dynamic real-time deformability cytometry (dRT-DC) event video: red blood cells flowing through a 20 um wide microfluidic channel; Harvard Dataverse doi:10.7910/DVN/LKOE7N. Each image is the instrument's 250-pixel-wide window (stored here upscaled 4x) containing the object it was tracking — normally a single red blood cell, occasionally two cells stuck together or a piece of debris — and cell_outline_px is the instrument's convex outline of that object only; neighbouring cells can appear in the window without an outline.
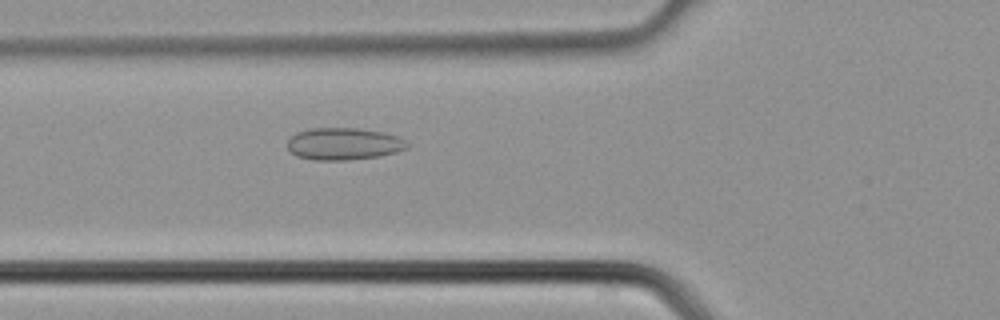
{"species": "common noctule bat (a hibernating species)", "species_latin": "Nyctalus noctula", "temperature_condition": "cold", "stored_images_in_passage": 3, "camera_frame_rate_fps": 3000, "um_per_image_px": 0.085, "animal": {"sex": "male", "body_mass_g": 21.5, "forearm_length_mm": 52.0}, "frame": {"image": 1, "passage_image": 3, "time_ms": 0.667, "image_size_px": [1000, 320], "cell_outline_px": [[408, 148], [396, 152], [380, 156], [348, 160], [312, 160], [296, 156], [288, 148], [288, 140], [296, 132], [312, 128], [356, 128], [380, 132], [396, 136], [404, 140], [408, 144]], "centroid_in_image_um": [29.19, 12.24], "position_along_channel_um": 96.6, "area_um2": 22.31}}